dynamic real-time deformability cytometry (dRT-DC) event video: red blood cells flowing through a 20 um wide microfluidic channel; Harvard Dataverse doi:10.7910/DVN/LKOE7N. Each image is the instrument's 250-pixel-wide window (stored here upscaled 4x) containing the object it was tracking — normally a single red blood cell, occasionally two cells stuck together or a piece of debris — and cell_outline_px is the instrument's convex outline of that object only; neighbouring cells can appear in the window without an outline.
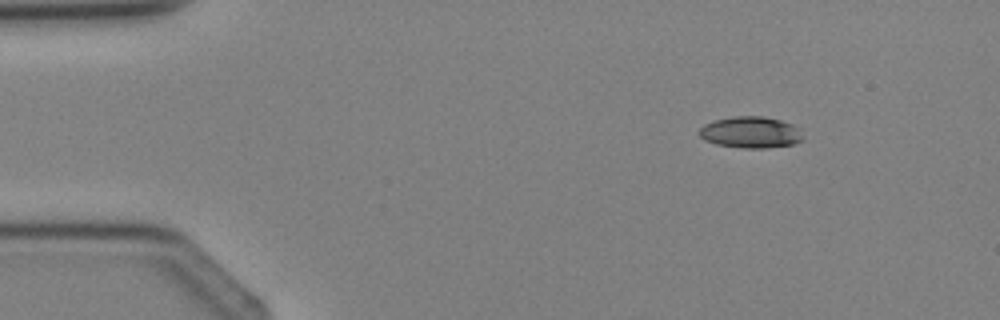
{"species": "Egyptian fruit bat (a non-hibernating species)", "species_latin": "Rousettus aegyptiacus", "temperature_condition": "cold", "stored_images_in_passage": 3, "camera_frame_rate_fps": 3000, "um_per_image_px": 0.085, "animal": {"sex": "female"}, "frame": {"image": 1, "passage_image": 3, "time_ms": 3.0, "image_size_px": [1000, 320], "cell_outline_px": [[804, 140], [792, 144], [768, 148], [744, 148], [716, 144], [704, 140], [700, 136], [700, 128], [704, 124], [716, 120], [732, 116], [764, 116], [780, 120], [792, 124], [796, 128]], "centroid_in_image_um": [63.78, 11.25], "position_along_channel_um": 21.2, "area_um2": 18.84}}